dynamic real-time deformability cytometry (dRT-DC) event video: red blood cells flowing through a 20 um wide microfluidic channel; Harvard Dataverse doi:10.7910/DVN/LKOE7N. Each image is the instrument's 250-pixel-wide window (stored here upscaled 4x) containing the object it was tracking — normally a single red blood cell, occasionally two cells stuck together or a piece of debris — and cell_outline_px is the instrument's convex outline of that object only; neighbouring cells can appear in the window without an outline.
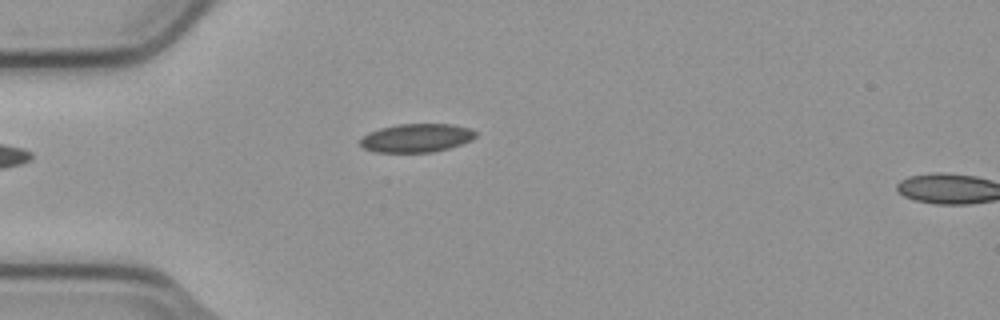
{"species": "common noctule bat (a hibernating species)", "species_latin": "Nyctalus noctula", "temperature_condition": "cold", "stored_images_in_passage": 2, "camera_frame_rate_fps": 3000, "um_per_image_px": 0.085, "animal": {"sex": "male", "body_mass_g": 23.1, "forearm_length_mm": 52.7}, "frame": {"image": 1, "passage_image": 2, "time_ms": 0.333, "image_size_px": [1000, 320], "cell_outline_px": [[476, 136], [472, 140], [448, 148], [432, 152], [376, 152], [364, 148], [360, 144], [360, 140], [368, 132], [380, 128], [400, 124], [452, 124], [468, 128], [476, 132]], "centroid_in_image_um": [35.4, 11.72], "position_along_channel_um": 49.6, "area_um2": 19.02}}